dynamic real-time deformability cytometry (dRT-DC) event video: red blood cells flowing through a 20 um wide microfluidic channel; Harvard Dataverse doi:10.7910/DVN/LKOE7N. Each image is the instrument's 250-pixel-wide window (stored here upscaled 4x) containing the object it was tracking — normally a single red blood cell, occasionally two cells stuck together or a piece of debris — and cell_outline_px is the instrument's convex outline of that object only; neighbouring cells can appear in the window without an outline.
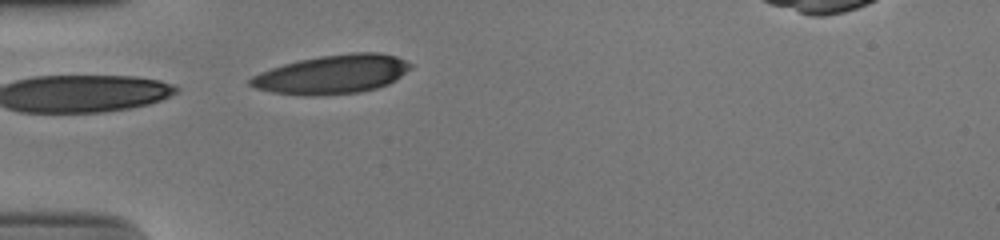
{"species": "human", "species_latin": "Homo sapiens", "temperature_condition": "cold", "stored_images_in_passage": 28, "camera_frame_rate_fps": 3000, "um_per_image_px": 0.085, "donor": {"sex": "male"}, "frame": {"image": 1, "passage_image": 1, "time_ms": 0.0, "image_size_px": [1000, 240], "cell_outline_px": [[412, 68], [396, 80], [388, 84], [376, 88], [360, 92], [316, 96], [304, 96], [272, 92], [256, 88], [248, 84], [248, 80], [252, 76], [260, 72], [284, 64], [300, 60], [320, 56], [352, 52], [376, 52], [396, 56], [412, 64]], "centroid_in_image_um": [28.25, 6.32], "position_along_channel_um": 56.8, "area_um2": 36.36}}
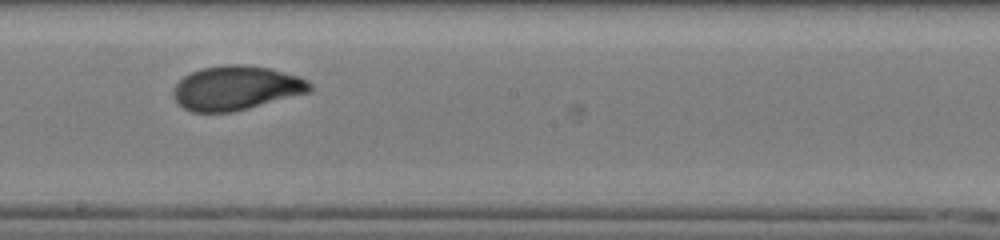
{"frame": {"image": 2, "passage_image": 15, "time_ms": 4.667, "image_size_px": [1000, 240], "cell_outline_px": [[312, 92], [232, 112], [192, 112], [184, 108], [176, 100], [172, 92], [172, 88], [184, 76], [200, 68], [224, 64], [240, 64], [272, 68], [300, 76], [308, 80], [312, 84]], "centroid_in_image_um": [20.11, 7.46], "position_along_channel_um": 228.1, "area_um2": 35.49}}
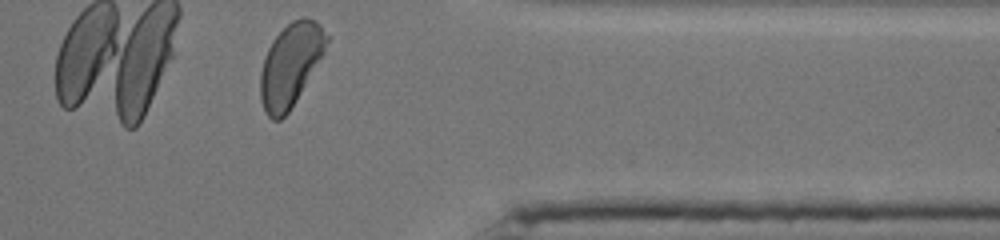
{"frame": {"image": 3, "passage_image": 28, "time_ms": 9.0, "image_size_px": [1000, 240], "cell_outline_px": [[328, 40], [324, 52], [288, 112], [280, 120], [272, 120], [268, 116], [260, 100], [260, 72], [264, 56], [272, 40], [292, 20], [304, 16], [308, 16], [316, 20], [320, 24], [328, 36]], "centroid_in_image_um": [24.67, 5.48], "position_along_channel_um": 386.7, "area_um2": 31.56}, "authors_computed_cell_mechanics": {"area_um2": 35.1135, "velocity_mm_per_s": 3.8823, "shape_relaxation_time_tau1_ms": 3.3314, "shape_relaxation_time_tau2_ms": 1.0058, "deformation_change_tau1": 0.1471, "deformation_change_tau2": 0.0582}}